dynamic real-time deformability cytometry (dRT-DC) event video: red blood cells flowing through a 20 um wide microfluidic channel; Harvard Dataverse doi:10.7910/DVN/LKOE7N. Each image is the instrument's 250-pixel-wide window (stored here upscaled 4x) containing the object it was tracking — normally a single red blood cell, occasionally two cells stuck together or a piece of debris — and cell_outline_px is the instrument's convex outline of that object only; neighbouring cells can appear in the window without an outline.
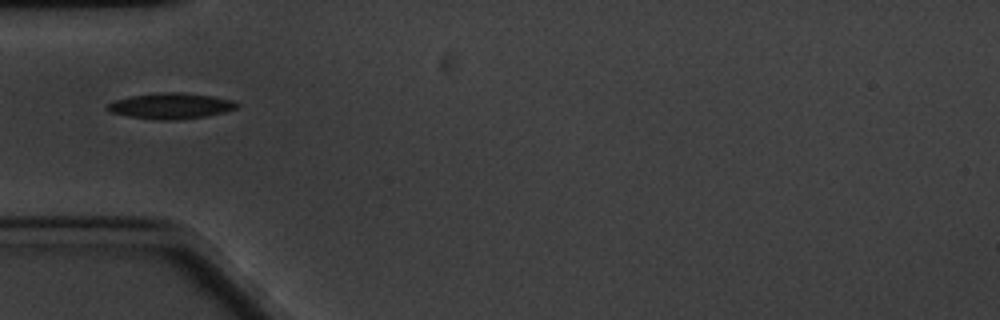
{"species": "common noctule bat (a hibernating species)", "species_latin": "Nyctalus noctula", "temperature_condition": "cold", "stored_images_in_passage": 40, "camera_frame_rate_fps": 3000, "um_per_image_px": 0.085, "animal": {"sex": "male", "body_mass_g": 20.1, "forearm_length_mm": 53.5}, "frame": {"image": 1, "passage_image": 1, "time_ms": 0.0, "image_size_px": [1000, 320], "cell_outline_px": [[240, 104], [236, 108], [224, 112], [204, 116], [176, 120], [160, 120], [128, 116], [112, 112], [104, 108], [112, 100], [132, 96], [160, 92], [184, 92], [212, 96], [232, 100]], "centroid_in_image_um": [14.5, 8.99], "position_along_channel_um": 70.5, "area_um2": 19.42}}
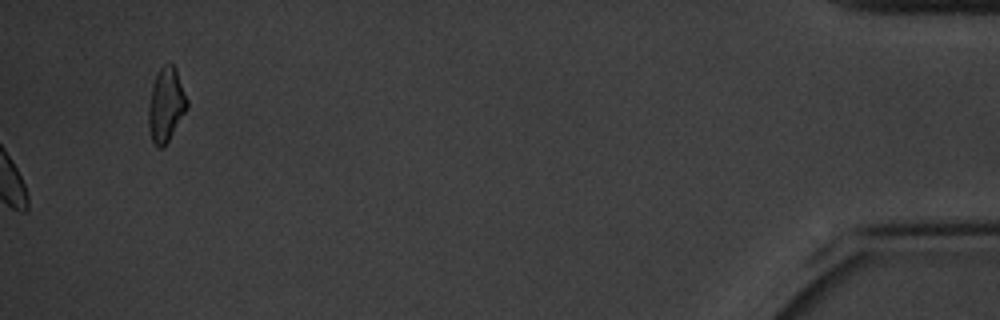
{"frame": {"image": 2, "passage_image": 40, "time_ms": 13.0, "image_size_px": [1000, 320], "cell_outline_px": [[188, 108], [164, 148], [156, 148], [152, 144], [148, 124], [148, 108], [152, 84], [160, 68], [164, 64], [172, 64], [176, 68], [188, 100]], "centroid_in_image_um": [14.11, 8.95], "position_along_channel_um": 421.1, "area_um2": 16.88}}